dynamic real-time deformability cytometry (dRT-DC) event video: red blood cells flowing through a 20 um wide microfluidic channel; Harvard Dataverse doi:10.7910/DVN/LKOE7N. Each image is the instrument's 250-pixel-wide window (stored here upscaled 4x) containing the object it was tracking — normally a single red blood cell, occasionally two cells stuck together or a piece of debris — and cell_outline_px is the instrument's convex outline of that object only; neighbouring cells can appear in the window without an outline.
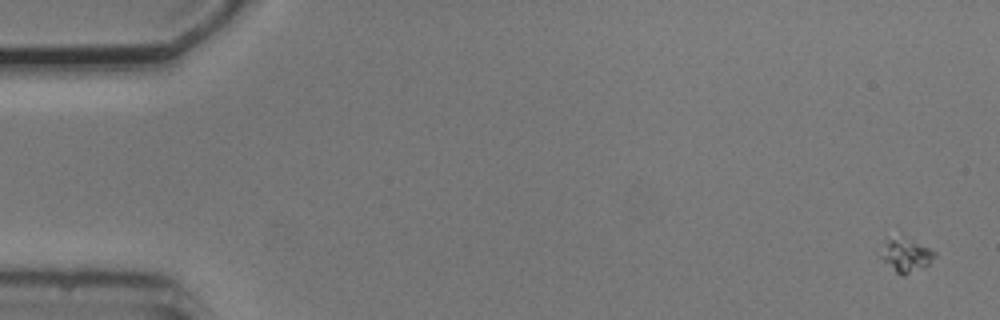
{"species": "common noctule bat (a hibernating species)", "species_latin": "Nyctalus noctula", "temperature_condition": "cold", "stored_images_in_passage": 5, "camera_frame_rate_fps": 3000, "um_per_image_px": 0.085, "animal": {"sex": "male", "body_mass_g": 20.5, "forearm_length_mm": 52.5}, "frame": {"image": 1, "passage_image": 1, "time_ms": 0.0, "image_size_px": [1000, 320], "cell_outline_px": [[936, 256], [928, 264], [904, 276], [900, 276], [880, 256], [884, 236], [900, 232], [936, 252]], "centroid_in_image_um": [76.95, 21.56], "position_along_channel_um": 8.1, "area_um2": 11.16}}